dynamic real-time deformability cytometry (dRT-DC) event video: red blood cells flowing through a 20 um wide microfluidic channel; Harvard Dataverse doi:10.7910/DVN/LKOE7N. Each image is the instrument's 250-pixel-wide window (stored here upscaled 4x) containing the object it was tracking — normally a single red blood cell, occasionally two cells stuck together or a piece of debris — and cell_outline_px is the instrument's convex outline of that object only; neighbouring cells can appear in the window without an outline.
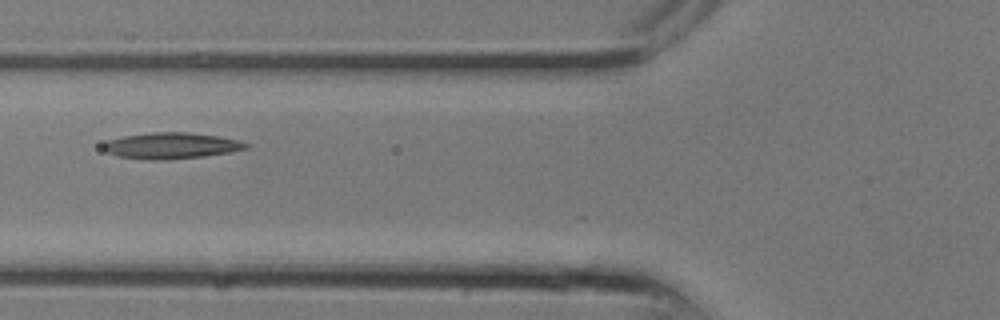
{"species": "common noctule bat (a hibernating species)", "species_latin": "Nyctalus noctula", "temperature_condition": "room temperature", "stored_images_in_passage": 17, "camera_frame_rate_fps": 3000, "um_per_image_px": 0.085, "animal": {"sex": "male", "body_mass_g": 13.3}, "frame": {"image": 1, "passage_image": 5, "time_ms": 1.333, "image_size_px": [1000, 320], "cell_outline_px": [[248, 148], [228, 152], [204, 156], [168, 160], [152, 160], [120, 156], [108, 152], [100, 148], [100, 144], [108, 140], [124, 136], [152, 132], [188, 132], [216, 136], [240, 140], [248, 144]], "centroid_in_image_um": [14.52, 12.38], "position_along_channel_um": 111.3, "area_um2": 21.68}}
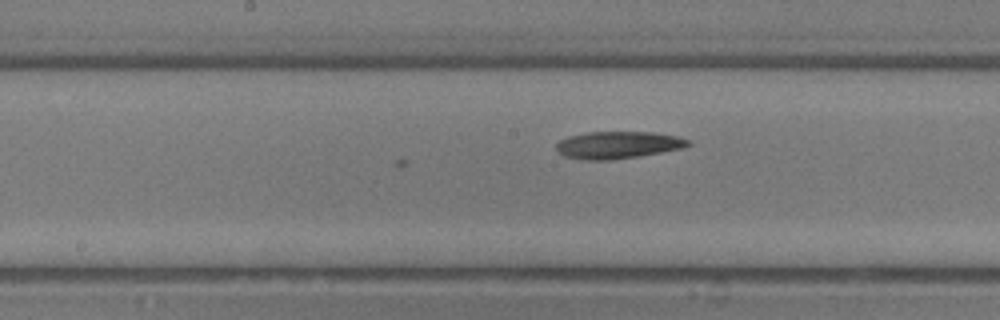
{"frame": {"image": 2, "passage_image": 8, "time_ms": 2.333, "image_size_px": [1000, 320], "cell_outline_px": [[692, 144], [684, 148], [640, 156], [608, 160], [584, 160], [564, 156], [556, 148], [556, 144], [560, 140], [568, 136], [588, 132], [652, 132], [676, 136], [692, 140]], "centroid_in_image_um": [52.56, 12.32], "position_along_channel_um": 195.6, "area_um2": 20.98}}
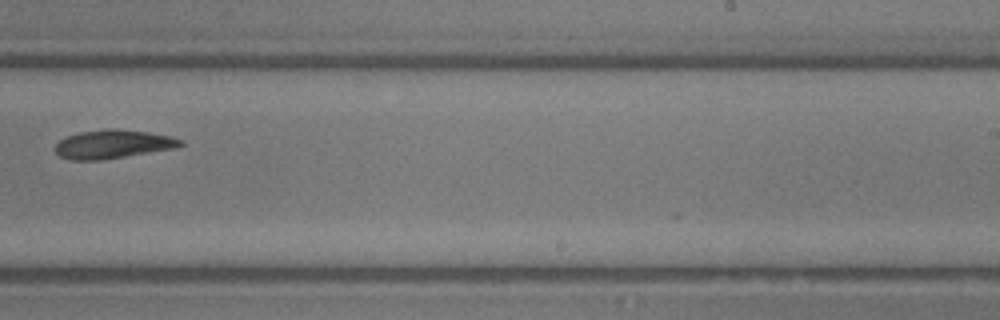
{"frame": {"image": 3, "passage_image": 11, "time_ms": 3.333, "image_size_px": [1000, 320], "cell_outline_px": [[184, 144], [172, 148], [100, 160], [72, 160], [60, 156], [56, 152], [56, 144], [60, 140], [68, 136], [80, 132], [108, 128], [112, 128], [148, 132], [172, 136], [184, 140]], "centroid_in_image_um": [9.6, 12.24], "position_along_channel_um": 279.4, "area_um2": 20.58}}